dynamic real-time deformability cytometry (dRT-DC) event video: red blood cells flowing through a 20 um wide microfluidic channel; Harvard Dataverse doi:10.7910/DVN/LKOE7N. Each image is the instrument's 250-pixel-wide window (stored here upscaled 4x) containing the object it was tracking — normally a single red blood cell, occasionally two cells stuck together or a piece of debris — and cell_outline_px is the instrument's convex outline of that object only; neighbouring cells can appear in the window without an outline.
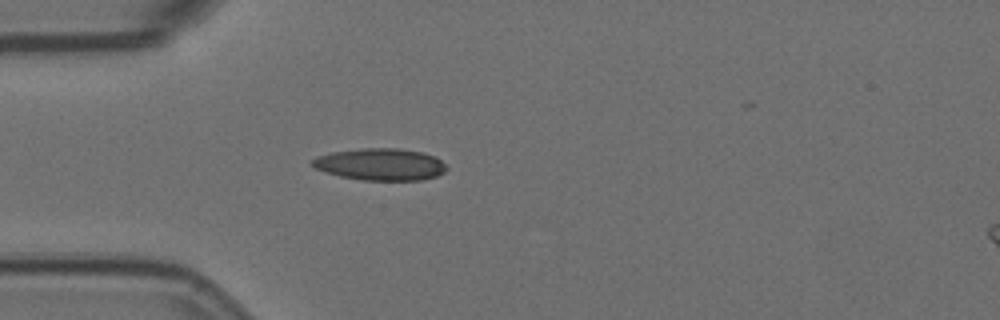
{"species": "Egyptian fruit bat (a non-hibernating species)", "species_latin": "Rousettus aegyptiacus", "temperature_condition": "room temperature", "stored_images_in_passage": 2, "camera_frame_rate_fps": 3000, "um_per_image_px": 0.085, "animal": {"sex": "female"}, "frame": {"image": 1, "passage_image": 1, "time_ms": 0.0, "image_size_px": [1000, 320], "cell_outline_px": [[448, 168], [444, 172], [436, 176], [420, 180], [360, 180], [340, 176], [324, 172], [308, 164], [316, 156], [332, 152], [360, 148], [400, 148], [424, 152], [436, 156]], "centroid_in_image_um": [32.32, 13.96], "position_along_channel_um": 52.7, "area_um2": 25.26}}